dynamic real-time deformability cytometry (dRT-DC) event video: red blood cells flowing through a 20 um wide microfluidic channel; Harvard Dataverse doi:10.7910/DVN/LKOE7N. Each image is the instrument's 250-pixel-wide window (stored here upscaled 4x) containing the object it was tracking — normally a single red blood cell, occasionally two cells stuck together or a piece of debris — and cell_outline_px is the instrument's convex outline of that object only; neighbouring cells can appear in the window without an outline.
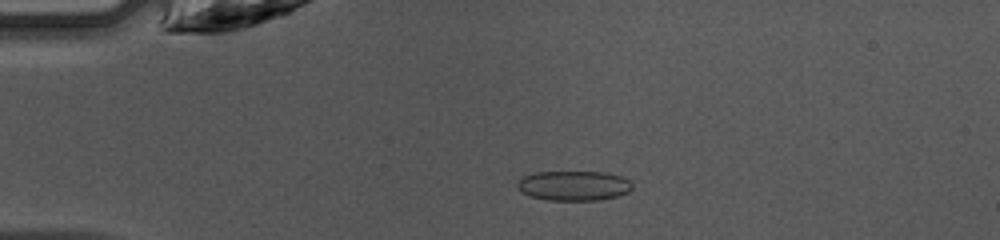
{"species": "common noctule bat (a hibernating species)", "species_latin": "Nyctalus noctula", "temperature_condition": "warm", "stored_images_in_passage": 47, "camera_frame_rate_fps": 3000, "um_per_image_px": 0.085, "animal": {"sex": "female", "body_mass_g": 10.0, "forearm_length_mm": 53.1}, "frame": {"image": 1, "passage_image": 11, "time_ms": 3.333, "image_size_px": [1000, 240], "cell_outline_px": [[632, 188], [628, 192], [616, 196], [600, 200], [548, 200], [528, 196], [516, 188], [516, 184], [524, 176], [536, 172], [604, 172], [624, 176], [632, 180]], "centroid_in_image_um": [48.79, 15.78], "position_along_channel_um": 36.2, "area_um2": 20.17}}
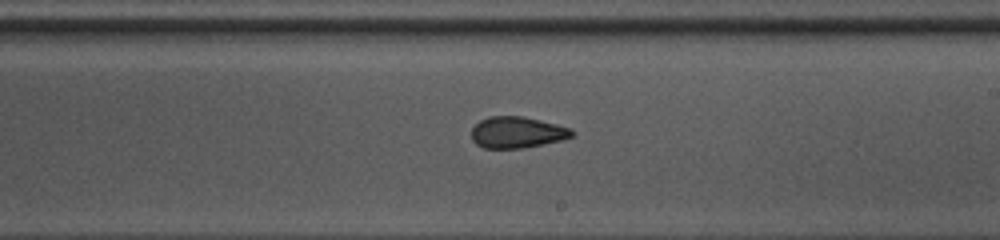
{"frame": {"image": 2, "passage_image": 28, "time_ms": 9.0, "image_size_px": [1000, 240], "cell_outline_px": [[576, 132], [572, 136], [564, 140], [524, 148], [484, 148], [476, 144], [472, 140], [472, 128], [480, 120], [488, 116], [520, 116], [540, 120], [572, 128]], "centroid_in_image_um": [43.98, 11.25], "position_along_channel_um": 245.0, "area_um2": 18.5}}
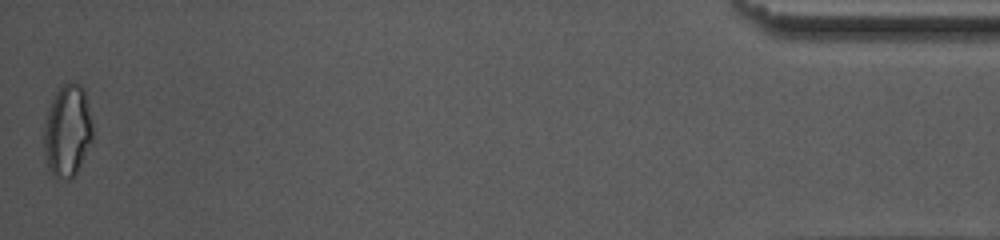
{"frame": {"image": 3, "passage_image": 47, "time_ms": 15.333, "image_size_px": [1000, 240], "cell_outline_px": [[92, 140], [76, 176], [68, 180], [52, 176], [44, 160], [44, 128], [48, 112], [52, 100], [60, 84], [68, 80], [72, 80], [80, 84], [84, 88], [92, 124]], "centroid_in_image_um": [5.73, 11.13], "position_along_channel_um": 429.5, "area_um2": 26.59}, "authors_computed_cell_mechanics": {"area_um2": 19.3052, "velocity_mm_per_s": 4.2704, "shape_relaxation_time_tau1_ms": 6.0123, "shape_relaxation_time_tau2_ms": 1.2448, "deformation_change_tau1": 0.1302, "deformation_change_tau2": 0.0576}}